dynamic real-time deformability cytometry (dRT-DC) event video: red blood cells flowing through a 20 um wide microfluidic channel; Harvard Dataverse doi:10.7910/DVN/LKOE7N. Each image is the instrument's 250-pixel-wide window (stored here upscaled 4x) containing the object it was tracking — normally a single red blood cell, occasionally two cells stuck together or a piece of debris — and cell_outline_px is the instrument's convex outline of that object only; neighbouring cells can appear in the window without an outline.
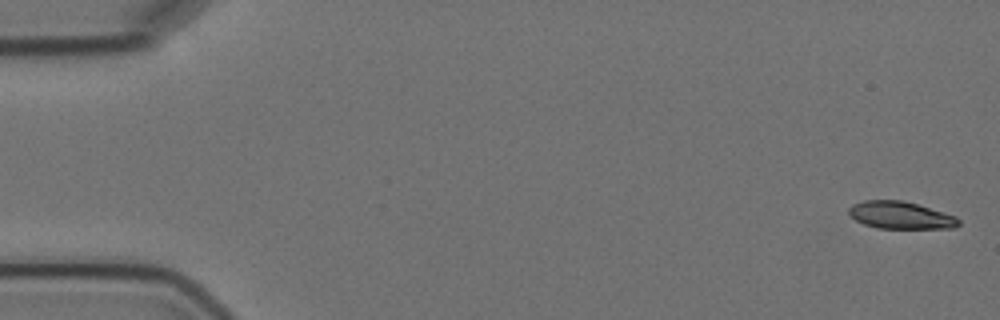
{"species": "Egyptian fruit bat (a non-hibernating species)", "species_latin": "Rousettus aegyptiacus", "temperature_condition": "cold", "stored_images_in_passage": 5, "camera_frame_rate_fps": 3000, "um_per_image_px": 0.085, "animal": {"sex": "female"}, "frame": {"image": 1, "passage_image": 1, "time_ms": 0.0, "image_size_px": [1000, 320], "cell_outline_px": [[960, 224], [952, 228], [876, 228], [864, 224], [856, 220], [848, 212], [848, 208], [852, 204], [864, 200], [904, 200], [956, 216], [960, 220]], "centroid_in_image_um": [76.53, 18.29], "position_along_channel_um": 8.5, "area_um2": 17.46}}
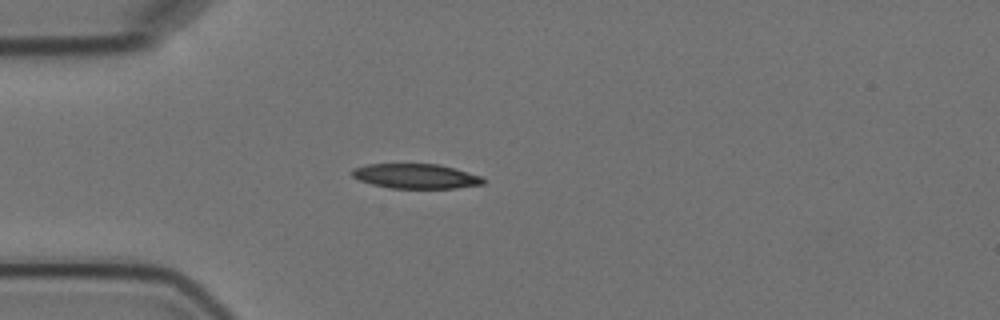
{"frame": {"image": 2, "passage_image": 5, "time_ms": 4.667, "image_size_px": [1000, 320], "cell_outline_px": [[488, 180], [484, 184], [456, 188], [388, 188], [372, 184], [360, 180], [352, 176], [352, 168], [368, 164], [440, 164], [484, 176]], "centroid_in_image_um": [35.41, 14.97], "position_along_channel_um": 49.6, "area_um2": 19.13}}